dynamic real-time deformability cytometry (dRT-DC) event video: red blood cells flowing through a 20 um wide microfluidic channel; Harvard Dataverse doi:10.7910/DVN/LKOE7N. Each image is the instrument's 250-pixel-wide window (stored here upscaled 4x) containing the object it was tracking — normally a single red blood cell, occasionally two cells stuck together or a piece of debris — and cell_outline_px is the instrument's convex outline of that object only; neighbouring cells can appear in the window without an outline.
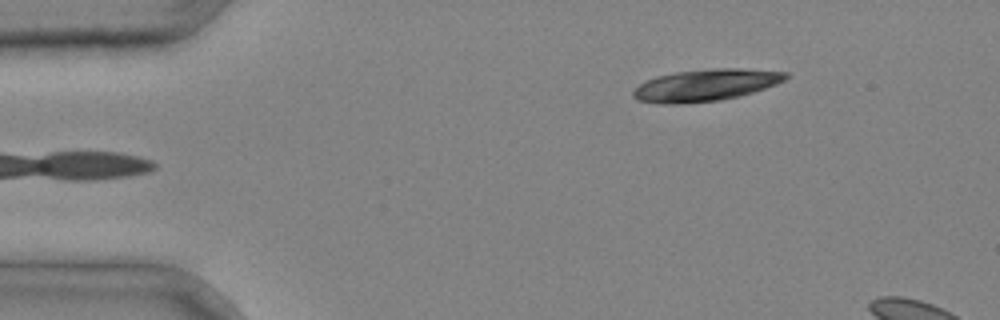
{"species": "common noctule bat (a hibernating species)", "species_latin": "Nyctalus noctula", "temperature_condition": "cold", "stored_images_in_passage": 2, "camera_frame_rate_fps": 3000, "um_per_image_px": 0.085, "animal": {"sex": "male", "body_mass_g": 20.4}, "frame": {"image": 1, "passage_image": 2, "time_ms": 0.333, "image_size_px": [1000, 320], "cell_outline_px": [[788, 76], [784, 80], [776, 84], [740, 96], [720, 100], [684, 104], [660, 104], [636, 100], [632, 96], [632, 92], [640, 84], [656, 76], [676, 72], [712, 68], [740, 68], [788, 72]], "centroid_in_image_um": [59.96, 7.24], "position_along_channel_um": 25.0, "area_um2": 28.38}}